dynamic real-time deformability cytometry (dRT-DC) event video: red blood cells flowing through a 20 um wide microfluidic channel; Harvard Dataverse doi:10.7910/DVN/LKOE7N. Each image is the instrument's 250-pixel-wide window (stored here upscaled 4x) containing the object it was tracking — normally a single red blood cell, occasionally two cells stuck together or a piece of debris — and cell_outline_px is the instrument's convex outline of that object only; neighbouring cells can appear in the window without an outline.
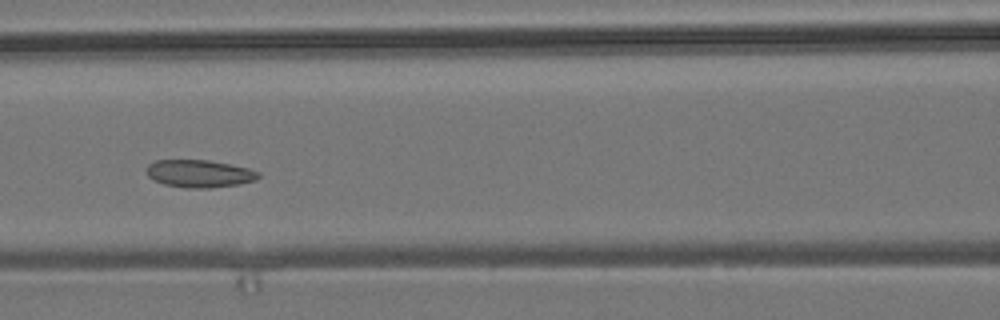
{"species": "common noctule bat (a hibernating species)", "species_latin": "Nyctalus noctula", "temperature_condition": "room temperature", "stored_images_in_passage": 8, "camera_frame_rate_fps": 3000, "um_per_image_px": 0.085, "animal": {"sex": "male", "body_mass_g": 19.2, "forearm_length_mm": 51.8}, "frame": {"image": 1, "passage_image": 7, "time_ms": 6.667, "image_size_px": [1000, 320], "cell_outline_px": [[260, 176], [256, 180], [240, 184], [208, 188], [188, 188], [164, 184], [148, 176], [148, 164], [156, 160], [208, 160], [248, 168], [260, 172]], "centroid_in_image_um": [16.98, 14.76], "position_along_channel_um": 149.6, "area_um2": 17.8}}
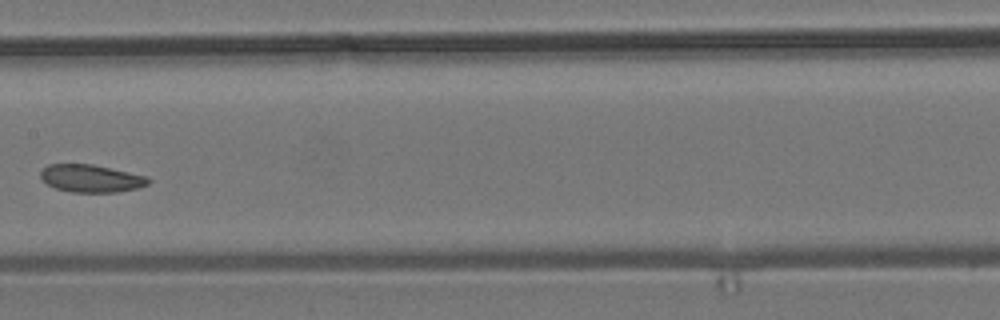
{"frame": {"image": 2, "passage_image": 8, "time_ms": 8.0, "image_size_px": [1000, 320], "cell_outline_px": [[152, 180], [148, 184], [136, 188], [116, 192], [72, 192], [56, 188], [48, 184], [40, 176], [40, 172], [48, 164], [92, 164], [148, 176]], "centroid_in_image_um": [7.76, 15.16], "position_along_channel_um": 199.6, "area_um2": 17.22}}